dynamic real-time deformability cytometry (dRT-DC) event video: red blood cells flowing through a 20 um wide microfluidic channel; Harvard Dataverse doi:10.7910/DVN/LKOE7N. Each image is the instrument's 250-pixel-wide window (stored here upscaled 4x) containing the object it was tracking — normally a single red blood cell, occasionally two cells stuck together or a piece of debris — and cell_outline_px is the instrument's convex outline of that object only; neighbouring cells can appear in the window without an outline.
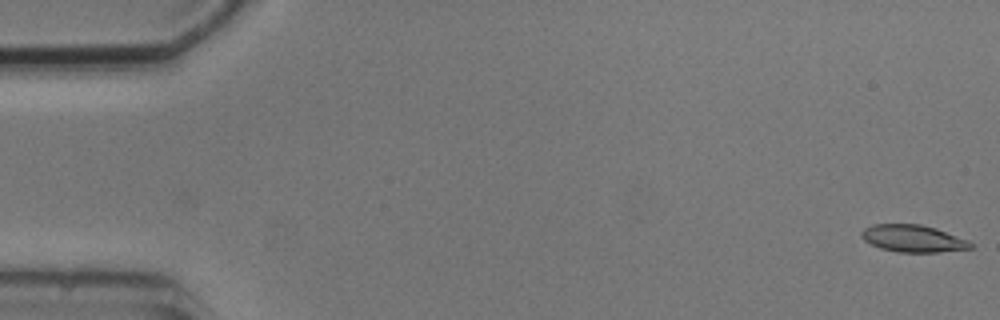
{"species": "common noctule bat (a hibernating species)", "species_latin": "Nyctalus noctula", "temperature_condition": "cold", "stored_images_in_passage": 5, "camera_frame_rate_fps": 3000, "um_per_image_px": 0.085, "animal": {"sex": "male", "body_mass_g": 20.5, "forearm_length_mm": 52.5}, "frame": {"image": 1, "passage_image": 1, "time_ms": 0.0, "image_size_px": [1000, 320], "cell_outline_px": [[976, 244], [972, 248], [940, 252], [900, 252], [880, 248], [864, 240], [860, 236], [860, 232], [864, 228], [872, 224], [920, 224], [936, 228], [968, 240]], "centroid_in_image_um": [77.62, 20.27], "position_along_channel_um": 7.4, "area_um2": 17.34}}
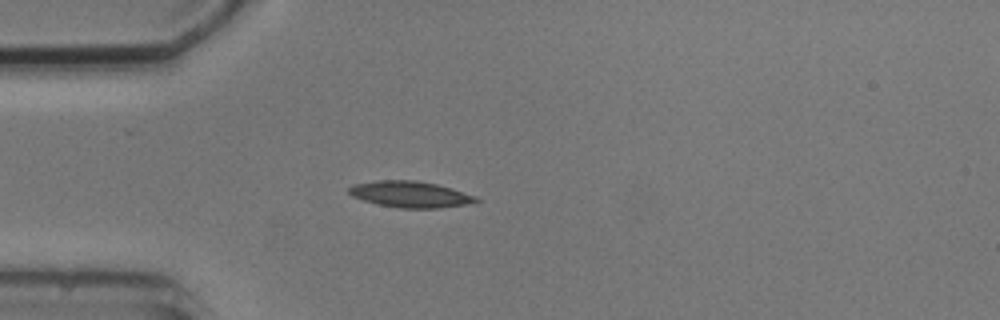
{"frame": {"image": 2, "passage_image": 5, "time_ms": 4.667, "image_size_px": [1000, 320], "cell_outline_px": [[480, 200], [476, 204], [440, 208], [400, 208], [380, 204], [364, 200], [352, 196], [348, 192], [348, 188], [352, 184], [376, 180], [416, 180], [436, 184], [452, 188], [476, 196]], "centroid_in_image_um": [34.93, 16.52], "position_along_channel_um": 50.1, "area_um2": 19.65}}